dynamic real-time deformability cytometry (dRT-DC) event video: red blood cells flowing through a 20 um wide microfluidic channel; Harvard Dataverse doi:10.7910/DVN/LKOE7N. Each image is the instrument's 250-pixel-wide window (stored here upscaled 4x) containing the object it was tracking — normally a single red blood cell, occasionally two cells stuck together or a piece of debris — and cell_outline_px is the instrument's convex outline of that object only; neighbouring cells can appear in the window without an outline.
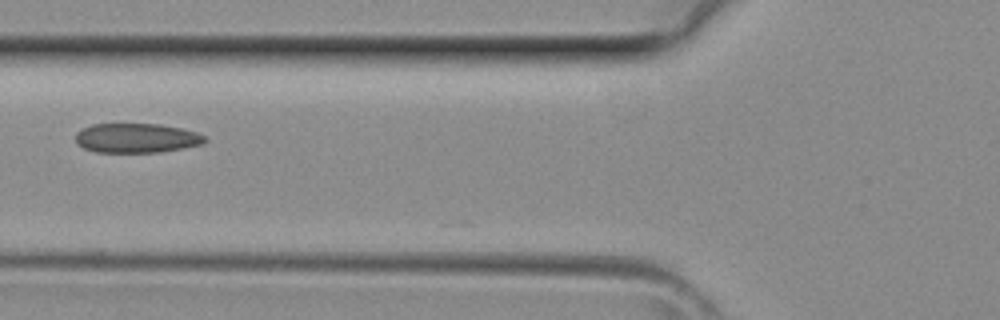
{"species": "common noctule bat (a hibernating species)", "species_latin": "Nyctalus noctula", "temperature_condition": "room temperature", "stored_images_in_passage": 5, "camera_frame_rate_fps": 3000, "um_per_image_px": 0.085, "animal": {"sex": "female", "body_mass_g": 29.2, "forearm_length_mm": 56.3}, "frame": {"image": 1, "passage_image": 5, "time_ms": 1.333, "image_size_px": [1000, 320], "cell_outline_px": [[208, 140], [204, 144], [184, 148], [160, 152], [96, 152], [84, 148], [76, 144], [76, 132], [92, 124], [160, 124], [180, 128], [196, 132], [204, 136]], "centroid_in_image_um": [11.62, 11.74], "position_along_channel_um": 114.2, "area_um2": 22.25}}